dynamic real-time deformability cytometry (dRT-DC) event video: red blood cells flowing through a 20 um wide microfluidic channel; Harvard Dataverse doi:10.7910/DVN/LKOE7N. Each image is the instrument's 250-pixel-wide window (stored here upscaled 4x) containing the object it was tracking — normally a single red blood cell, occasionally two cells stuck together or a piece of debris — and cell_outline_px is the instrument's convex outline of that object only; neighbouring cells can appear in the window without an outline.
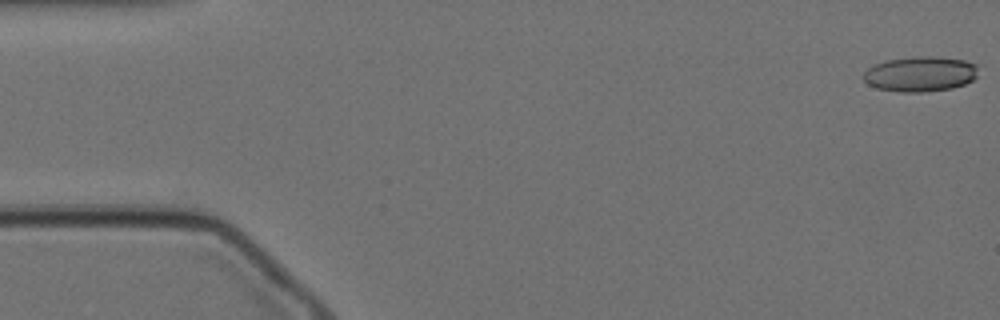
{"species": "Egyptian fruit bat (a non-hibernating species)", "species_latin": "Rousettus aegyptiacus", "temperature_condition": "cold", "stored_images_in_passage": 54, "camera_frame_rate_fps": 3000, "um_per_image_px": 0.085, "animal": {"sex": "female"}, "frame": {"image": 1, "passage_image": 1, "time_ms": 0.0, "image_size_px": [1000, 320], "cell_outline_px": [[976, 76], [972, 80], [964, 84], [952, 88], [924, 92], [900, 92], [876, 88], [868, 84], [864, 80], [864, 72], [868, 68], [876, 64], [888, 60], [916, 56], [936, 56], [964, 60], [976, 64]], "centroid_in_image_um": [78.22, 6.29], "position_along_channel_um": 6.8, "area_um2": 23.41}}
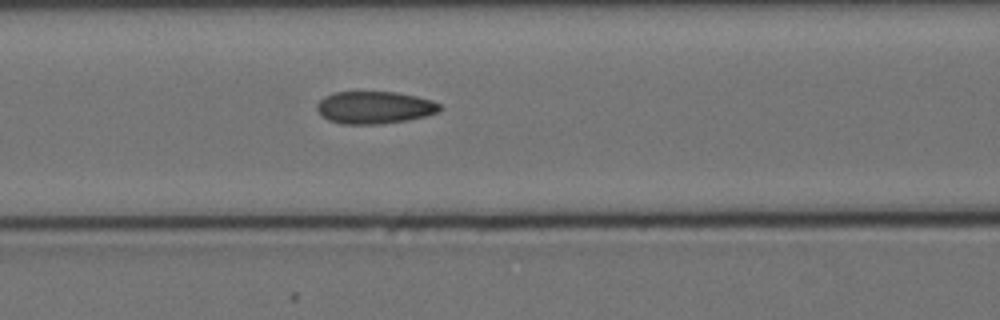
{"frame": {"image": 2, "passage_image": 23, "time_ms": 7.333, "image_size_px": [1000, 320], "cell_outline_px": [[444, 108], [436, 112], [424, 116], [404, 120], [376, 124], [340, 124], [328, 120], [320, 116], [316, 108], [316, 104], [324, 96], [336, 92], [396, 92], [416, 96], [432, 100], [440, 104]], "centroid_in_image_um": [31.79, 9.13], "position_along_channel_um": 134.8, "area_um2": 23.18}}
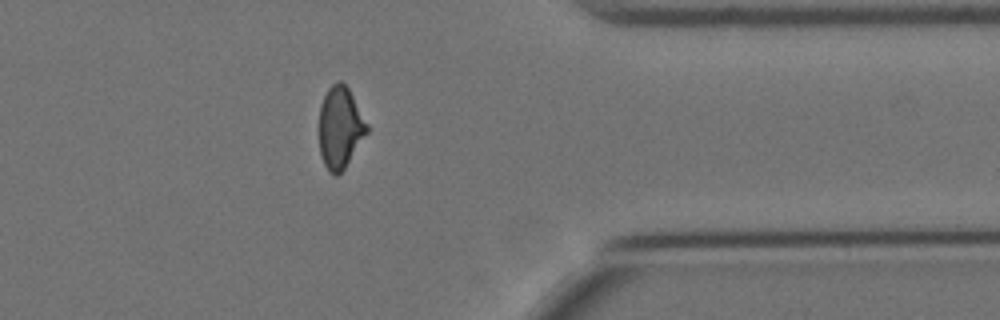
{"frame": {"image": 3, "passage_image": 46, "time_ms": 15.0, "image_size_px": [1000, 320], "cell_outline_px": [[368, 132], [344, 168], [336, 176], [328, 172], [324, 164], [320, 152], [320, 104], [328, 88], [336, 80], [340, 80], [348, 88], [368, 124]], "centroid_in_image_um": [28.91, 10.83], "position_along_channel_um": 382.5, "area_um2": 22.54}}